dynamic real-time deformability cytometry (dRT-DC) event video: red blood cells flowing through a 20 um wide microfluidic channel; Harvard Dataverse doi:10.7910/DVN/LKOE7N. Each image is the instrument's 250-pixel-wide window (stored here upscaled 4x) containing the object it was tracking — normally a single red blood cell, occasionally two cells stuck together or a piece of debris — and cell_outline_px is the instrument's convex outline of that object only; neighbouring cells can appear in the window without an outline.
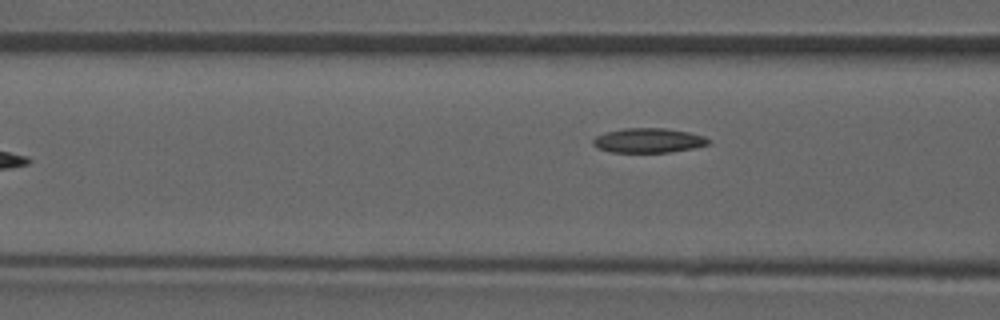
{"species": "common noctule bat (a hibernating species)", "species_latin": "Nyctalus noctula", "temperature_condition": "room temperature", "stored_images_in_passage": 7, "camera_frame_rate_fps": 3000, "um_per_image_px": 0.085, "animal": {"sex": "male", "forearm_length_mm": 52.5}, "frame": {"image": 1, "passage_image": 7, "time_ms": 7.667, "image_size_px": [1000, 320], "cell_outline_px": [[712, 140], [708, 144], [692, 148], [668, 152], [612, 152], [596, 148], [592, 144], [592, 140], [596, 136], [604, 132], [624, 128], [664, 128], [688, 132], [704, 136]], "centroid_in_image_um": [55.08, 11.93], "position_along_channel_um": 111.5, "area_um2": 16.53}}